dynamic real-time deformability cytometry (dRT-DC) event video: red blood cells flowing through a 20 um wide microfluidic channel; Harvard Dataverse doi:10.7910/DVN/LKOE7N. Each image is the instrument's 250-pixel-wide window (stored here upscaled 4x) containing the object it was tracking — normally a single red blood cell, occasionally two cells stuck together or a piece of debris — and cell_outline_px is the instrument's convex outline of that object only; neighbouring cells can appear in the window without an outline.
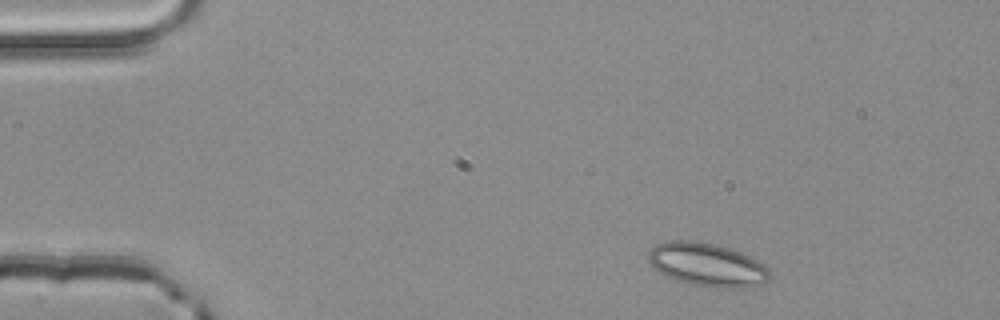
{"species": "common noctule bat (a hibernating species)", "species_latin": "Nyctalus noctula", "temperature_condition": "room temperature", "stored_images_in_passage": 3, "camera_frame_rate_fps": 3000, "um_per_image_px": 0.085, "animal": {"sex": "male", "body_mass_g": 20.4}, "frame": {"image": 1, "passage_image": 3, "time_ms": 0.667, "image_size_px": [1000, 320], "cell_outline_px": [[768, 280], [764, 284], [748, 288], [716, 288], [688, 284], [676, 280], [652, 268], [648, 260], [648, 252], [656, 244], [664, 240], [692, 240], [716, 244], [752, 256], [764, 264], [768, 268]], "centroid_in_image_um": [60.1, 22.5], "position_along_channel_um": 24.9, "area_um2": 31.15}}